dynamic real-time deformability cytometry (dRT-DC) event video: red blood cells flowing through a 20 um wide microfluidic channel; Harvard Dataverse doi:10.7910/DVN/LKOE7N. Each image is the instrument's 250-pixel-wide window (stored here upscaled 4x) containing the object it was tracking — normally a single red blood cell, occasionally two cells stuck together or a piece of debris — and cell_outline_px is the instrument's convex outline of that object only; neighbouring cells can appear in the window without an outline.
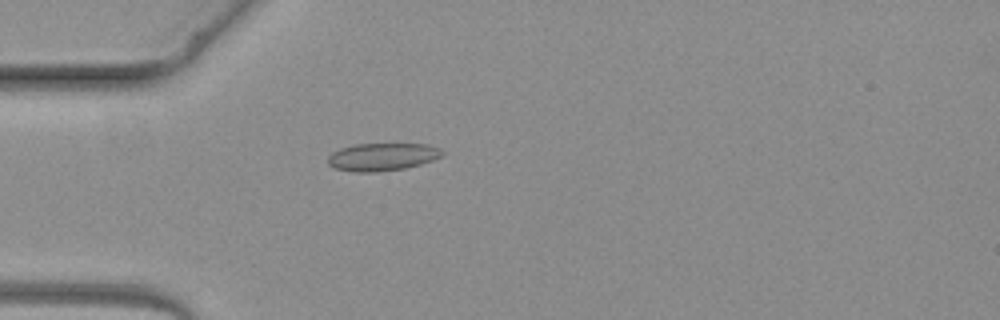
{"species": "common noctule bat (a hibernating species)", "species_latin": "Nyctalus noctula", "temperature_condition": "warm", "stored_images_in_passage": 2, "camera_frame_rate_fps": 3000, "um_per_image_px": 0.085, "animal": {"sex": "female", "body_mass_g": 19.3, "forearm_length_mm": 54.1}, "frame": {"image": 1, "passage_image": 2, "time_ms": 3.667, "image_size_px": [1000, 320], "cell_outline_px": [[444, 156], [420, 164], [404, 168], [376, 172], [356, 172], [332, 168], [328, 164], [328, 156], [332, 152], [340, 148], [356, 144], [428, 144], [440, 148], [444, 152]], "centroid_in_image_um": [32.49, 13.33], "position_along_channel_um": 52.5, "area_um2": 18.55}}